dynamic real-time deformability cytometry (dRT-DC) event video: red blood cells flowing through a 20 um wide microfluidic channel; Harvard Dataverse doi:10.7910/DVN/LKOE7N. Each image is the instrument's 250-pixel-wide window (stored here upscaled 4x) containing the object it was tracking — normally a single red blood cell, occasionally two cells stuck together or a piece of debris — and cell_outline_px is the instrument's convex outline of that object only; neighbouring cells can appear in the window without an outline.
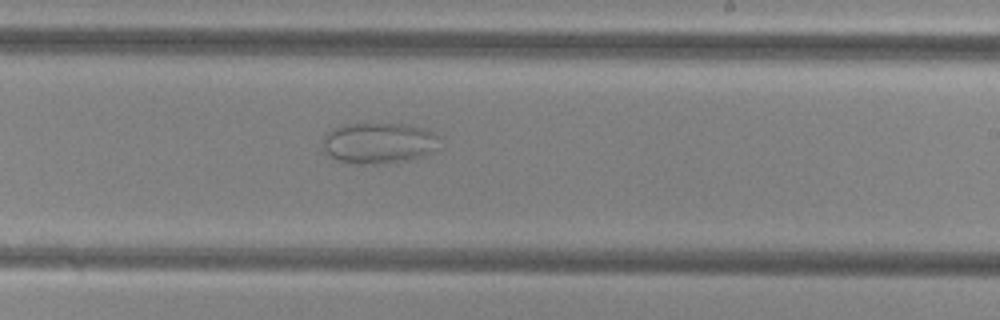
{"species": "common noctule bat (a hibernating species)", "species_latin": "Nyctalus noctula", "temperature_condition": "cold", "stored_images_in_passage": 54, "camera_frame_rate_fps": 3000, "um_per_image_px": 0.085, "animal": {"sex": "female", "body_mass_g": 29.2, "forearm_length_mm": 56.3}, "frame": {"image": 1, "passage_image": 33, "time_ms": 10.667, "image_size_px": [1000, 320], "cell_outline_px": [[440, 148], [420, 156], [408, 160], [384, 164], [352, 164], [336, 160], [324, 148], [324, 136], [332, 128], [344, 124], [404, 124], [424, 128], [436, 132], [440, 136]], "centroid_in_image_um": [32.25, 12.16], "position_along_channel_um": 256.7, "area_um2": 28.09}}
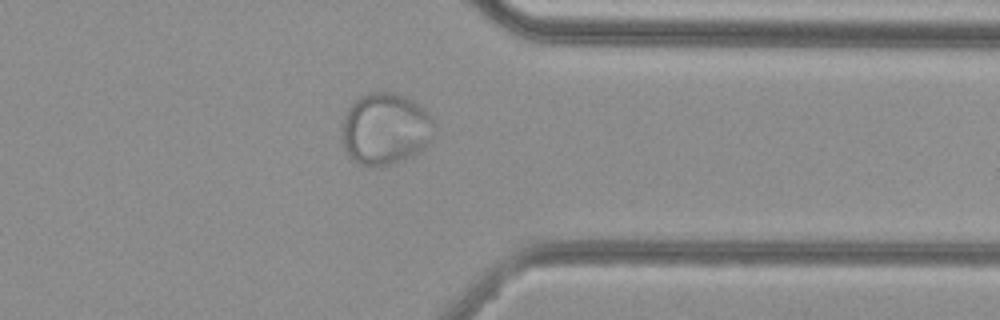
{"frame": {"image": 2, "passage_image": 43, "time_ms": 14.0, "image_size_px": [1000, 320], "cell_outline_px": [[436, 124], [432, 140], [424, 148], [400, 160], [388, 164], [372, 168], [368, 168], [352, 160], [348, 156], [340, 136], [344, 112], [360, 96], [372, 92], [396, 92], [420, 104], [428, 112]], "centroid_in_image_um": [32.74, 10.95], "position_along_channel_um": 378.7, "area_um2": 39.13}}
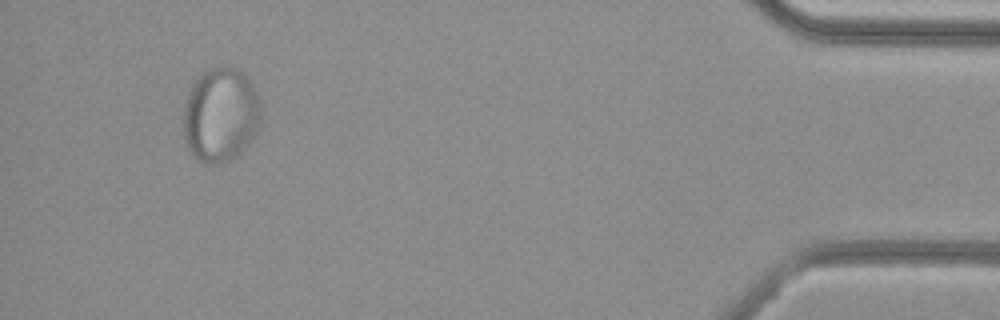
{"frame": {"image": 3, "passage_image": 51, "time_ms": 16.667, "image_size_px": [1000, 320], "cell_outline_px": [[260, 116], [256, 128], [248, 144], [240, 152], [220, 164], [204, 164], [188, 148], [184, 136], [184, 108], [188, 92], [192, 84], [208, 68], [216, 64], [232, 64], [244, 72], [248, 76], [260, 100]], "centroid_in_image_um": [18.75, 9.68], "position_along_channel_um": 416.5, "area_um2": 42.77}}